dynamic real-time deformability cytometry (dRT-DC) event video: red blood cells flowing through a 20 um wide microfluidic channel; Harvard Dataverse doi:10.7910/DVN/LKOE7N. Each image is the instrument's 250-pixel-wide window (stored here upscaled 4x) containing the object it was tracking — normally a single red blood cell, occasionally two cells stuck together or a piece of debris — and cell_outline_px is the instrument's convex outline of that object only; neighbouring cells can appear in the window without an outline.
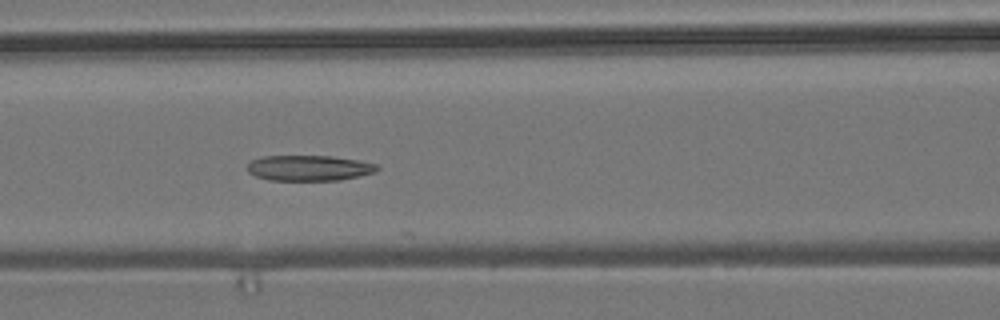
{"species": "common noctule bat (a hibernating species)", "species_latin": "Nyctalus noctula", "temperature_condition": "room temperature", "stored_images_in_passage": 5, "camera_frame_rate_fps": 3000, "um_per_image_px": 0.085, "animal": {"sex": "male", "body_mass_g": 19.2, "forearm_length_mm": 51.8}, "frame": {"image": 1, "passage_image": 5, "time_ms": 1.333, "image_size_px": [1000, 320], "cell_outline_px": [[380, 168], [376, 172], [340, 180], [268, 180], [256, 176], [248, 172], [248, 164], [252, 160], [260, 156], [332, 156], [360, 160], [376, 164]], "centroid_in_image_um": [26.28, 14.27], "position_along_channel_um": 140.3, "area_um2": 19.36}}